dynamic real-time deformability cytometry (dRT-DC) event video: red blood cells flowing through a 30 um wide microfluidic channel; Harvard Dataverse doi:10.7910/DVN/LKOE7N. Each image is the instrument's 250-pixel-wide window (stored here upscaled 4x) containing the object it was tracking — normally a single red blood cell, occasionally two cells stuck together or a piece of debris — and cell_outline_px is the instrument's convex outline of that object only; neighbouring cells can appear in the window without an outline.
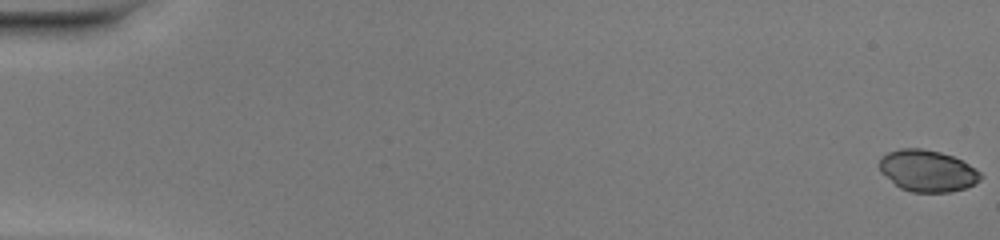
{"species": "common noctule bat (a hibernating species)", "species_latin": "Nyctalus noctula", "temperature_condition": "warm", "stored_images_in_passage": 51, "camera_frame_rate_fps": 3000, "um_per_image_px": 0.085, "animal": {"sex": "female", "body_mass_g": 20.0, "forearm_length_mm": 54.0}, "frame": {"image": 1, "passage_image": 1, "time_ms": 0.0, "image_size_px": [1000, 240], "cell_outline_px": [[984, 176], [980, 180], [964, 188], [952, 192], [912, 192], [900, 188], [880, 172], [880, 156], [888, 152], [900, 148], [920, 148], [940, 152], [964, 160], [980, 172]], "centroid_in_image_um": [78.83, 14.51], "position_along_channel_um": 6.2, "area_um2": 24.62}}
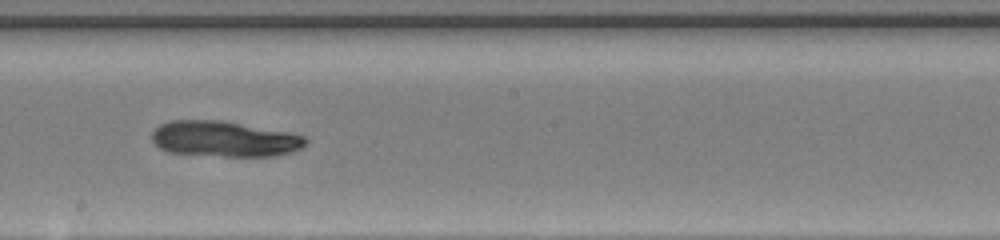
{"frame": {"image": 2, "passage_image": 30, "time_ms": 9.667, "image_size_px": [1000, 240], "cell_outline_px": [[308, 140], [300, 148], [292, 152], [272, 156], [224, 156], [168, 152], [160, 148], [152, 140], [152, 132], [160, 124], [168, 120], [220, 120], [292, 132], [304, 136]], "centroid_in_image_um": [19.07, 11.8], "position_along_channel_um": 229.1, "area_um2": 31.96}}
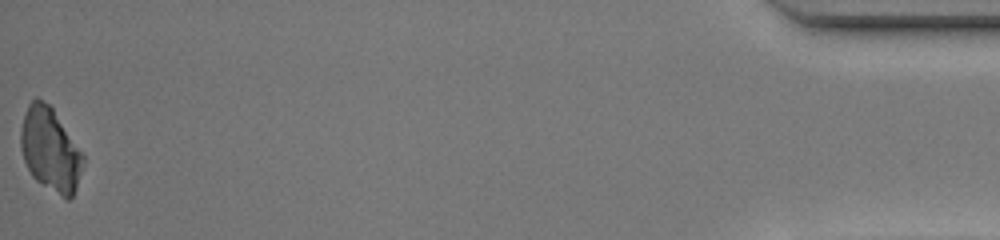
{"frame": {"image": 3, "passage_image": 51, "time_ms": 16.667, "image_size_px": [1000, 240], "cell_outline_px": [[84, 164], [76, 188], [72, 196], [68, 200], [36, 180], [32, 176], [24, 160], [20, 148], [20, 128], [28, 104], [36, 96], [48, 104], [52, 108], [84, 156]], "centroid_in_image_um": [4.25, 12.71], "position_along_channel_um": 430.9, "area_um2": 29.94}}